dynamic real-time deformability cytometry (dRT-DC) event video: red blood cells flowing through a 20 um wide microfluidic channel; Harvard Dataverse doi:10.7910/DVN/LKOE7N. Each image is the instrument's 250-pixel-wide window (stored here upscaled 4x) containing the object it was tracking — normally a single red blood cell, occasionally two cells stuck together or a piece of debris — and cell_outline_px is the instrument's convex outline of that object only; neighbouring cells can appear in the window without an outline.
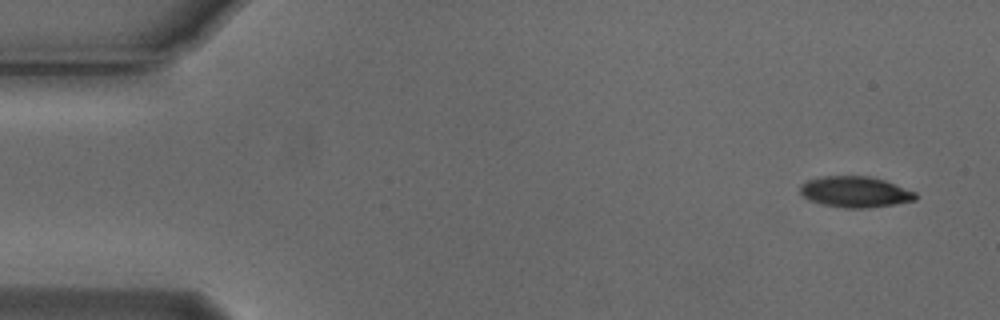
{"species": "Egyptian fruit bat (a non-hibernating species)", "species_latin": "Rousettus aegyptiacus", "temperature_condition": "cold", "stored_images_in_passage": 7, "camera_frame_rate_fps": 3000, "um_per_image_px": 0.085, "animal": {"sex": "male"}, "frame": {"image": 1, "passage_image": 1, "time_ms": 0.0, "image_size_px": [1000, 320], "cell_outline_px": [[916, 200], [896, 204], [868, 208], [844, 208], [820, 204], [804, 196], [800, 192], [800, 184], [808, 180], [824, 176], [868, 176], [884, 180], [916, 192]], "centroid_in_image_um": [72.69, 16.31], "position_along_channel_um": 12.3, "area_um2": 20.75}}
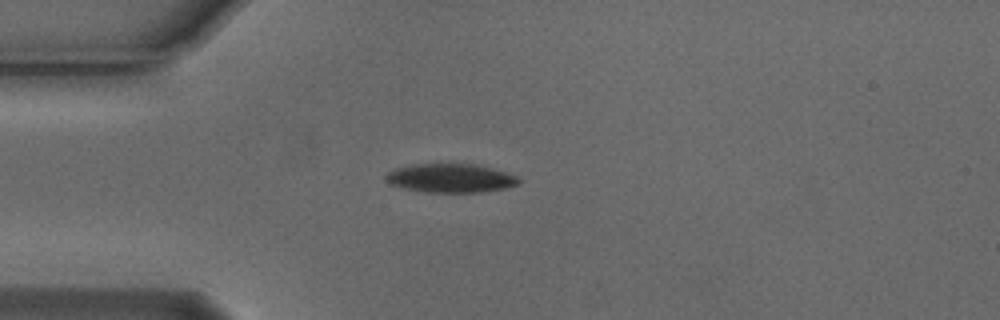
{"frame": {"image": 2, "passage_image": 4, "time_ms": 1.0, "image_size_px": [1000, 320], "cell_outline_px": [[520, 184], [504, 188], [480, 192], [424, 192], [404, 188], [388, 184], [384, 180], [384, 176], [388, 172], [396, 168], [412, 164], [476, 164], [492, 168], [516, 176], [520, 180]], "centroid_in_image_um": [38.25, 15.14], "position_along_channel_um": 46.8, "area_um2": 22.31}}
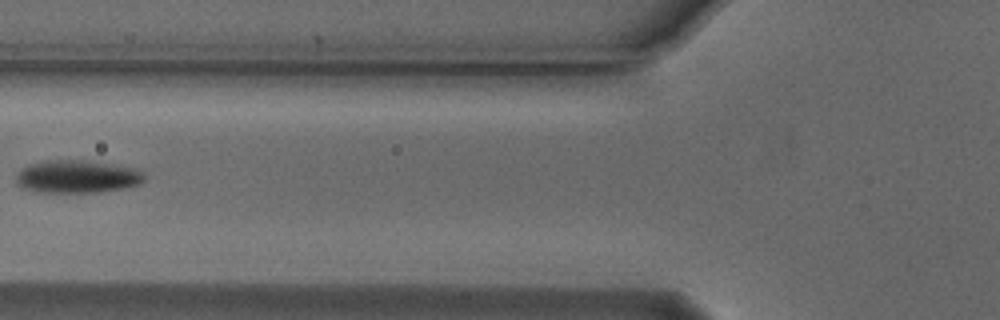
{"frame": {"image": 3, "passage_image": 6, "time_ms": 1.667, "image_size_px": [1000, 320], "cell_outline_px": [[144, 180], [140, 184], [124, 188], [100, 192], [40, 192], [24, 188], [16, 180], [16, 176], [28, 164], [44, 160], [88, 160], [144, 168]], "centroid_in_image_um": [6.67, 14.99], "position_along_channel_um": 119.1, "area_um2": 24.85}}